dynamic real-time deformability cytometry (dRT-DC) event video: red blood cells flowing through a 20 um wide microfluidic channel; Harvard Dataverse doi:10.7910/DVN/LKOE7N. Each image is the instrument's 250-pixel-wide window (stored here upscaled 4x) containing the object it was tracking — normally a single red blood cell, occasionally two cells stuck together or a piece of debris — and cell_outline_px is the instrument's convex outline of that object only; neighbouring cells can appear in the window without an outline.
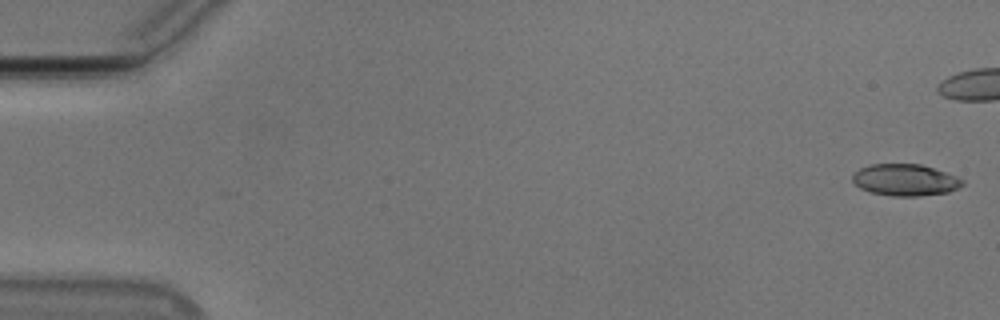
{"species": "Egyptian fruit bat (a non-hibernating species)", "species_latin": "Rousettus aegyptiacus", "temperature_condition": "cold", "stored_images_in_passage": 45, "camera_frame_rate_fps": 3000, "um_per_image_px": 0.085, "animal": {"sex": "male"}, "frame": {"image": 1, "passage_image": 1, "time_ms": 0.0, "image_size_px": [1000, 320], "cell_outline_px": [[964, 184], [948, 192], [920, 196], [892, 196], [872, 192], [860, 188], [852, 180], [852, 176], [860, 168], [872, 164], [920, 164], [956, 176], [964, 180]], "centroid_in_image_um": [76.94, 15.3], "position_along_channel_um": 8.1, "area_um2": 20.06}}
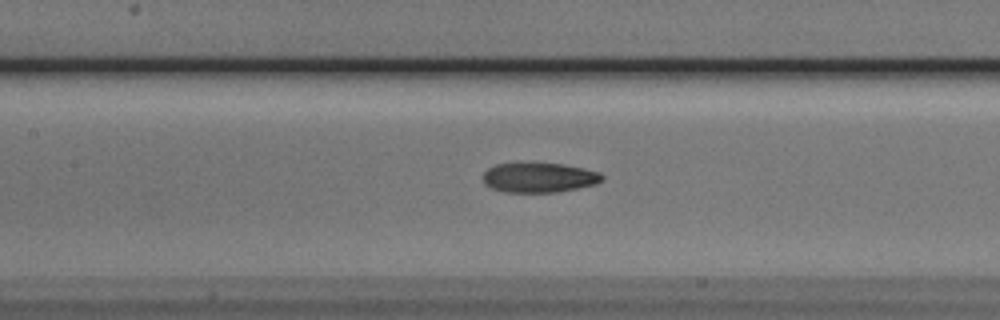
{"frame": {"image": 2, "passage_image": 25, "time_ms": 8.0, "image_size_px": [1000, 320], "cell_outline_px": [[604, 180], [596, 184], [556, 192], [504, 192], [492, 188], [484, 184], [484, 172], [488, 168], [496, 164], [516, 160], [524, 160], [564, 164], [584, 168], [600, 172], [604, 176]], "centroid_in_image_um": [45.8, 15.04], "position_along_channel_um": 161.6, "area_um2": 21.56}}
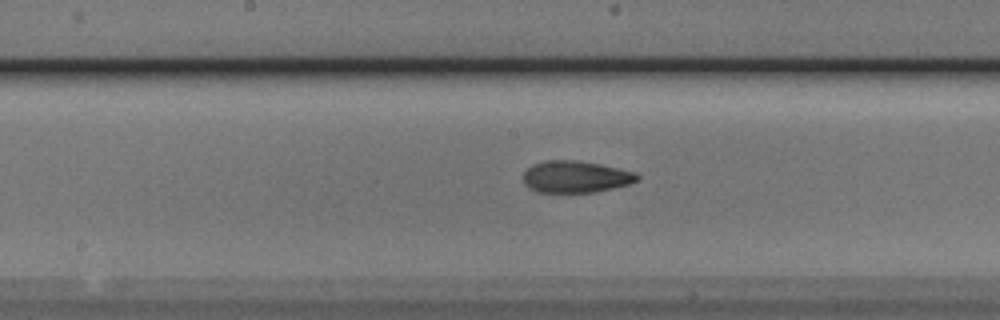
{"frame": {"image": 3, "passage_image": 28, "time_ms": 9.0, "image_size_px": [1000, 320], "cell_outline_px": [[640, 176], [636, 180], [628, 184], [596, 192], [536, 192], [528, 188], [524, 184], [524, 172], [532, 164], [544, 160], [576, 160], [600, 164], [636, 172]], "centroid_in_image_um": [48.9, 15.02], "position_along_channel_um": 199.3, "area_um2": 21.15}, "authors_computed_cell_mechanics": {"area_um2": 21.2126, "velocity_mm_per_s": 3.7722, "shape_relaxation_time_tau1_ms": 5.6055, "shape_relaxation_time_tau2_ms": 2.3753, "deformation_change_tau1": 0.1834, "deformation_change_tau2": 0.0956}}